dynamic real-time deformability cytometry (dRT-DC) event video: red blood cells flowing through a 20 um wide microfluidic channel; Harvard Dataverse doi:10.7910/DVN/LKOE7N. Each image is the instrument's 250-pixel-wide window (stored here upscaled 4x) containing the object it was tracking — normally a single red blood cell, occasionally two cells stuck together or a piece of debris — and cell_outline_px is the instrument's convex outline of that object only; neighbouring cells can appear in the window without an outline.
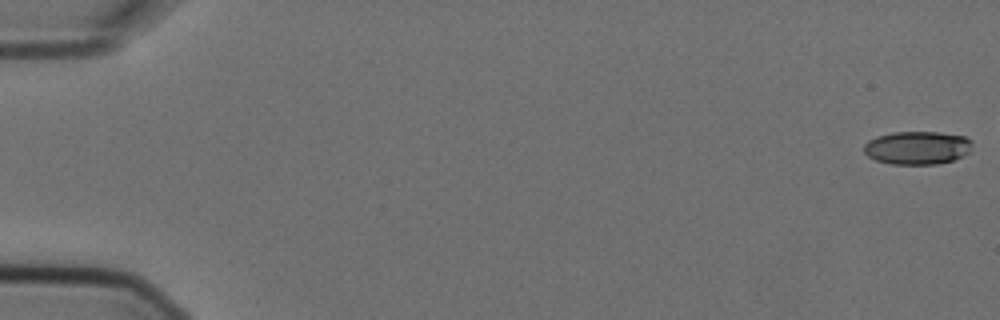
{"species": "Egyptian fruit bat (a non-hibernating species)", "species_latin": "Rousettus aegyptiacus", "temperature_condition": "cold", "stored_images_in_passage": 9, "camera_frame_rate_fps": 3000, "um_per_image_px": 0.085, "animal": {"sex": "female"}, "frame": {"image": 1, "passage_image": 1, "time_ms": 0.0, "image_size_px": [1000, 320], "cell_outline_px": [[972, 152], [964, 156], [952, 160], [936, 164], [892, 164], [876, 160], [868, 156], [864, 152], [864, 144], [868, 140], [876, 136], [892, 132], [940, 132], [964, 136], [972, 140]], "centroid_in_image_um": [78.0, 12.55], "position_along_channel_um": 7.0, "area_um2": 21.21}}
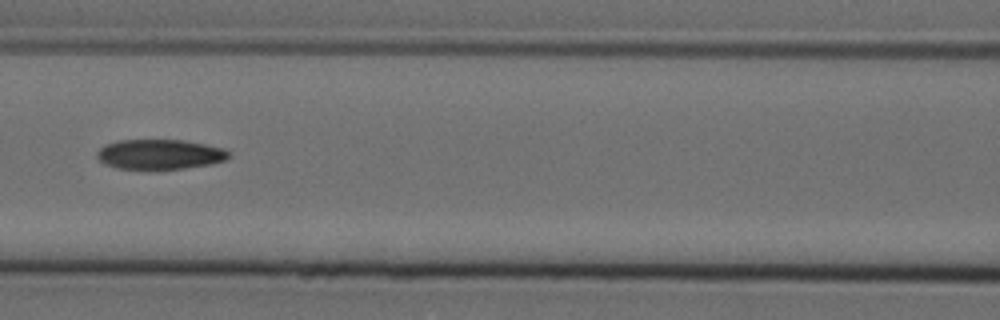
{"frame": {"image": 2, "passage_image": 8, "time_ms": 2.333, "image_size_px": [1000, 320], "cell_outline_px": [[228, 156], [224, 160], [208, 164], [184, 168], [116, 168], [104, 164], [96, 156], [96, 152], [104, 144], [116, 140], [184, 140], [228, 148]], "centroid_in_image_um": [13.55, 13.09], "position_along_channel_um": 153.0, "area_um2": 22.83}}